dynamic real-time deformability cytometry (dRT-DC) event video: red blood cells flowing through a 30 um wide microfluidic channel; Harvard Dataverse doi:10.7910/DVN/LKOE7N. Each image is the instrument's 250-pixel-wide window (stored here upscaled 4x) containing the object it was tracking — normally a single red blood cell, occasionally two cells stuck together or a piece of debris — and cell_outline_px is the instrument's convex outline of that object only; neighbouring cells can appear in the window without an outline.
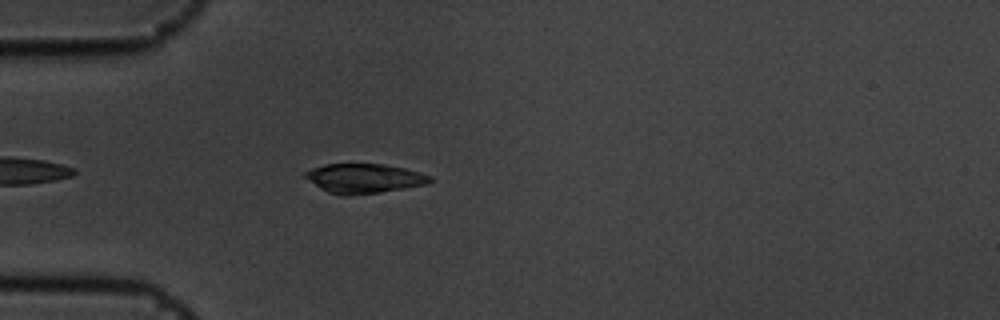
{"species": "common noctule bat (a hibernating species)", "species_latin": "Nyctalus noctula", "temperature_condition": "cold", "stored_images_in_passage": 23, "camera_frame_rate_fps": 3000, "um_per_image_px": 0.085, "animal": {"sex": "male", "body_mass_g": 19.5, "forearm_length_mm": 54.6}, "frame": {"image": 1, "passage_image": 5, "time_ms": 1.333, "image_size_px": [1000, 320], "cell_outline_px": [[432, 180], [428, 184], [380, 192], [344, 196], [328, 192], [320, 188], [304, 176], [304, 172], [312, 168], [324, 164], [384, 164], [404, 168], [432, 176]], "centroid_in_image_um": [30.95, 15.16], "position_along_channel_um": 54.1, "area_um2": 21.27}}
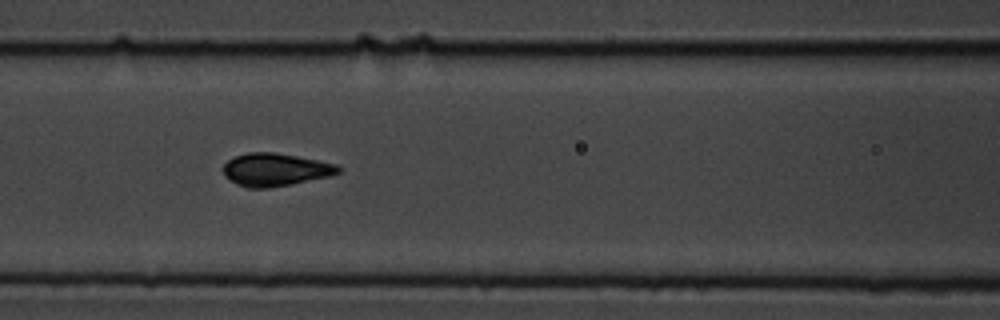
{"frame": {"image": 2, "passage_image": 13, "time_ms": 4.0, "image_size_px": [1000, 320], "cell_outline_px": [[340, 172], [328, 176], [292, 184], [268, 188], [248, 188], [236, 184], [224, 176], [224, 164], [228, 160], [236, 156], [248, 152], [272, 152], [296, 156], [336, 164], [340, 168]], "centroid_in_image_um": [23.37, 14.43], "position_along_channel_um": 143.2, "area_um2": 21.79}}
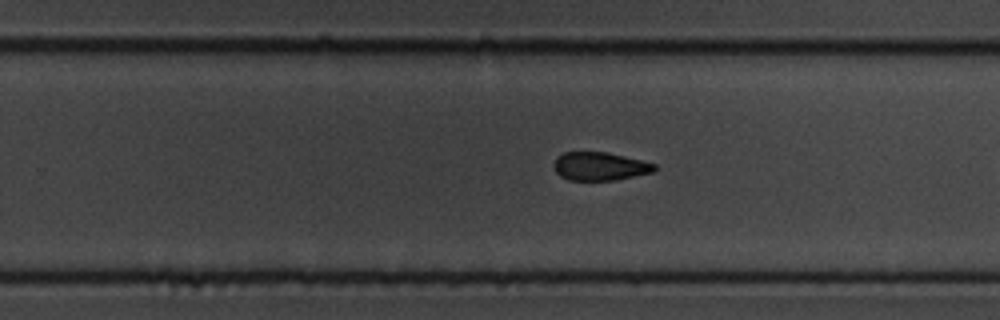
{"frame": {"image": 3, "passage_image": 21, "time_ms": 6.667, "image_size_px": [1000, 320], "cell_outline_px": [[656, 168], [652, 172], [616, 180], [568, 180], [560, 176], [556, 172], [552, 164], [556, 156], [564, 152], [608, 152], [656, 164]], "centroid_in_image_um": [50.93, 14.13], "position_along_channel_um": 278.9, "area_um2": 16.65}}